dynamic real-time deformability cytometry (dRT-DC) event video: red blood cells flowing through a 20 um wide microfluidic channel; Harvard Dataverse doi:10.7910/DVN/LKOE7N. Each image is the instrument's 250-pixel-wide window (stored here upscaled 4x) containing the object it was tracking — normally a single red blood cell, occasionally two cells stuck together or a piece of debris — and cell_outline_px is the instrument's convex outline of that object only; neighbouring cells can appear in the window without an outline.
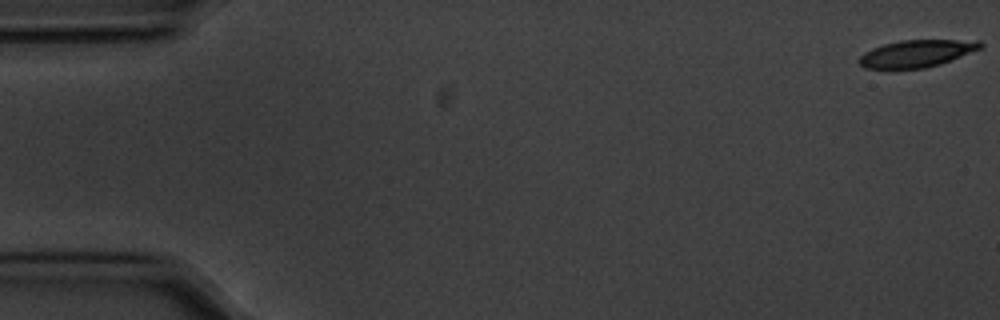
{"species": "common noctule bat (a hibernating species)", "species_latin": "Nyctalus noctula", "temperature_condition": "cold", "stored_images_in_passage": 57, "camera_frame_rate_fps": 3000, "um_per_image_px": 0.085, "animal": {"sex": "male", "body_mass_g": 20.1, "forearm_length_mm": 53.5}, "frame": {"image": 1, "passage_image": 1, "time_ms": 0.0, "image_size_px": [1000, 320], "cell_outline_px": [[984, 44], [980, 48], [940, 64], [924, 68], [888, 72], [864, 68], [856, 60], [864, 52], [872, 48], [884, 44], [900, 40], [980, 40]], "centroid_in_image_um": [77.79, 4.59], "position_along_channel_um": 7.2, "area_um2": 19.88}}
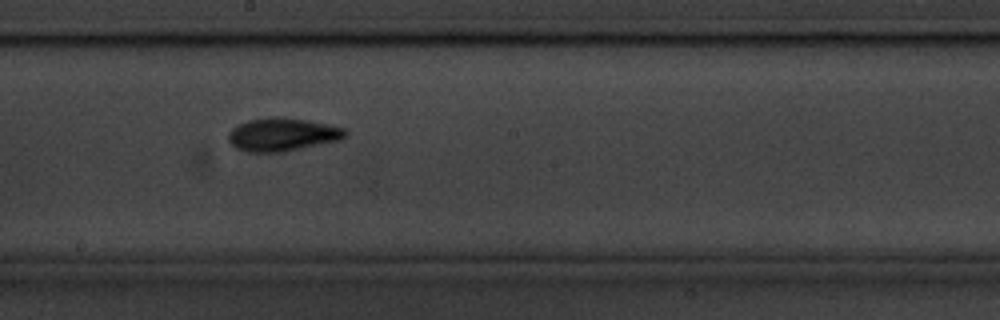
{"frame": {"image": 2, "passage_image": 31, "time_ms": 10.0, "image_size_px": [1000, 320], "cell_outline_px": [[348, 136], [340, 140], [284, 152], [248, 152], [236, 148], [228, 140], [228, 132], [236, 124], [248, 120], [272, 116], [308, 120], [344, 128], [348, 132]], "centroid_in_image_um": [23.99, 11.43], "position_along_channel_um": 224.2, "area_um2": 22.77}}
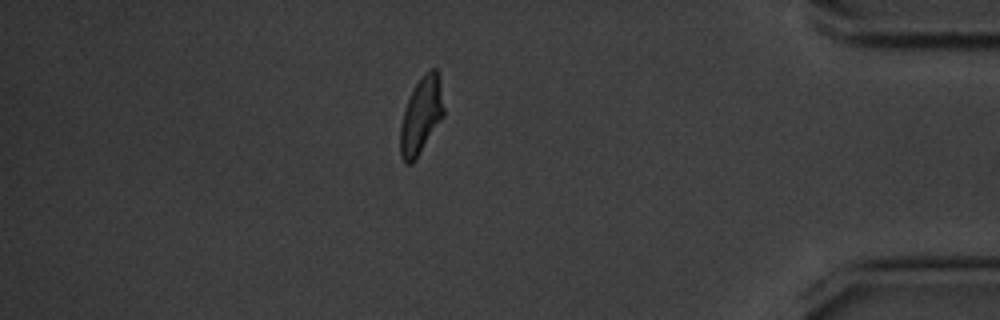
{"frame": {"image": 3, "passage_image": 49, "time_ms": 16.0, "image_size_px": [1000, 320], "cell_outline_px": [[444, 116], [416, 160], [412, 164], [404, 164], [400, 156], [400, 128], [404, 108], [416, 84], [432, 68], [436, 68], [440, 84], [444, 108]], "centroid_in_image_um": [35.78, 9.92], "position_along_channel_um": 399.4, "area_um2": 19.25}, "authors_computed_cell_mechanics": {"area_um2": 20.3456, "velocity_mm_per_s": 3.5417, "shape_relaxation_time_tau1_ms": 2.8409, "shape_relaxation_time_tau2_ms": 3.3665, "deformation_change_tau1": 0.1415, "deformation_change_tau2": 0.0871}}